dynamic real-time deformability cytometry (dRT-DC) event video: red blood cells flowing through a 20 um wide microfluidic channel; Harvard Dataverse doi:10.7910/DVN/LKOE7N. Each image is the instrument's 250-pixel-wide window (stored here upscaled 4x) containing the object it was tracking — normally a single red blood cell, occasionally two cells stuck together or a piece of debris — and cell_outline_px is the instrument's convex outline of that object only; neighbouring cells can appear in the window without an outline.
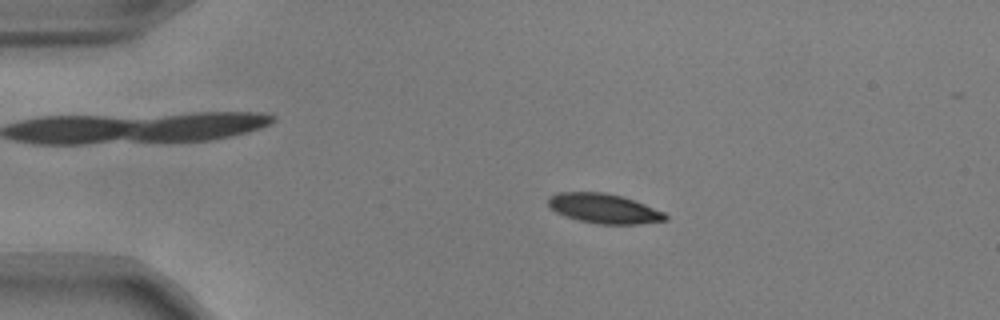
{"species": "common noctule bat (a hibernating species)", "species_latin": "Nyctalus noctula", "temperature_condition": "warm", "stored_images_in_passage": 40, "camera_frame_rate_fps": 3000, "um_per_image_px": 0.085, "animal": {"sex": "male", "body_mass_g": 17.9, "forearm_length_mm": 54.2}, "frame": {"image": 1, "passage_image": 12, "time_ms": 3.667, "image_size_px": [1000, 320], "cell_outline_px": [[668, 220], [640, 224], [596, 224], [564, 216], [556, 212], [548, 204], [548, 200], [556, 192], [604, 192], [620, 196], [644, 204], [664, 212], [668, 216]], "centroid_in_image_um": [51.35, 17.73], "position_along_channel_um": 33.7, "area_um2": 20.11}}
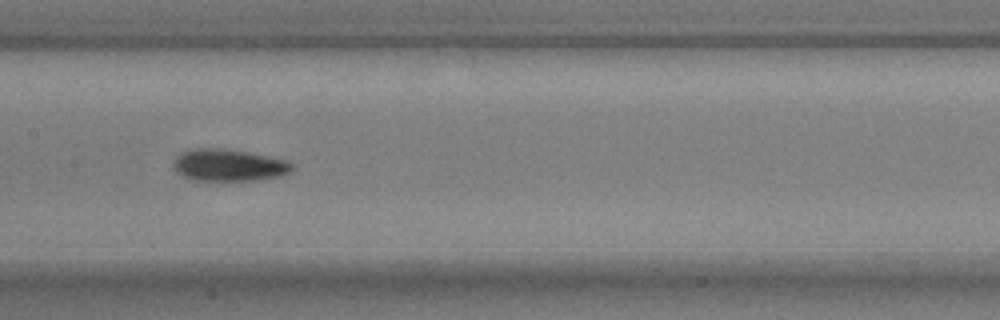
{"frame": {"image": 2, "passage_image": 28, "time_ms": 9.0, "image_size_px": [1000, 320], "cell_outline_px": [[292, 168], [288, 172], [280, 176], [256, 180], [192, 180], [176, 172], [172, 164], [176, 156], [180, 152], [196, 148], [220, 148], [248, 152], [288, 160], [292, 164]], "centroid_in_image_um": [19.4, 14.03], "position_along_channel_um": 188.0, "area_um2": 22.08}}
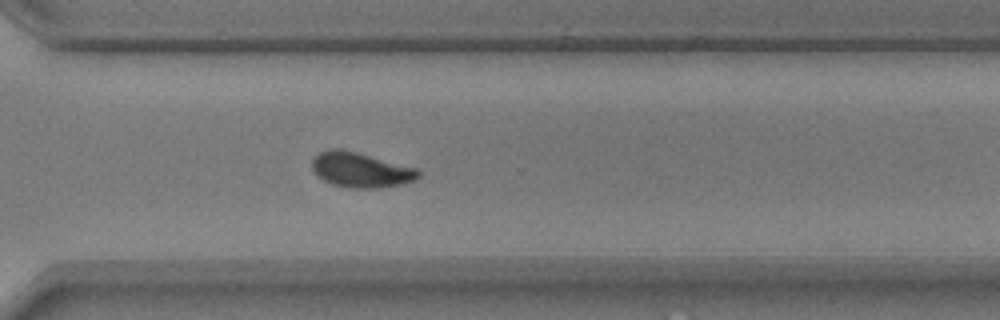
{"frame": {"image": 3, "passage_image": 40, "time_ms": 13.0, "image_size_px": [1000, 320], "cell_outline_px": [[420, 176], [416, 180], [400, 184], [380, 188], [348, 188], [332, 184], [316, 176], [312, 168], [312, 160], [320, 152], [328, 148], [340, 148], [420, 168]], "centroid_in_image_um": [30.68, 14.44], "position_along_channel_um": 339.9, "area_um2": 21.96}}